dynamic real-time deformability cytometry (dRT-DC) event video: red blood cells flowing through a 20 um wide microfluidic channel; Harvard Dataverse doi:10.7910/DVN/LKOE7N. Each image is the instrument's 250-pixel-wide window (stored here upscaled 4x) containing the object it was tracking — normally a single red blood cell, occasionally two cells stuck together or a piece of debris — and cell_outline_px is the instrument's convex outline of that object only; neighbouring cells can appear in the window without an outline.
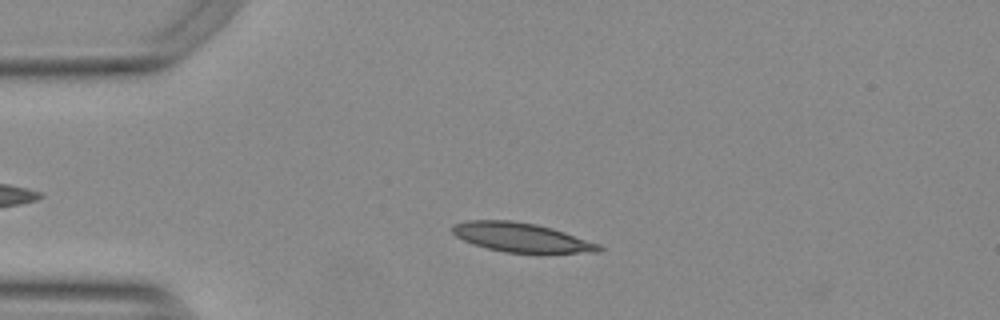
{"species": "Egyptian fruit bat (a non-hibernating species)", "species_latin": "Rousettus aegyptiacus", "temperature_condition": "warm", "stored_images_in_passage": 43, "camera_frame_rate_fps": 3000, "um_per_image_px": 0.085, "animal": {"sex": "female"}, "frame": {"image": 1, "passage_image": 12, "time_ms": 3.667, "image_size_px": [1000, 320], "cell_outline_px": [[604, 248], [600, 252], [504, 252], [472, 244], [456, 236], [452, 232], [452, 224], [468, 220], [512, 220], [536, 224], [552, 228], [600, 244]], "centroid_in_image_um": [44.28, 20.16], "position_along_channel_um": 40.7, "area_um2": 24.68}}
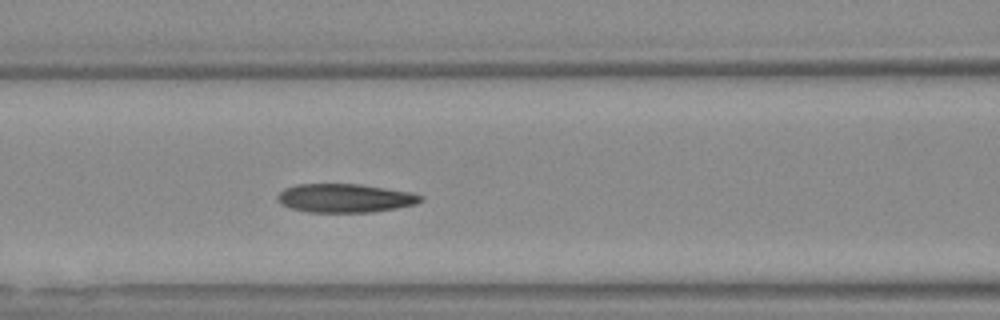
{"frame": {"image": 2, "passage_image": 22, "time_ms": 7.0, "image_size_px": [1000, 320], "cell_outline_px": [[424, 200], [416, 204], [396, 208], [368, 212], [308, 212], [292, 208], [280, 204], [276, 200], [276, 196], [284, 188], [296, 184], [360, 184], [408, 192], [424, 196]], "centroid_in_image_um": [29.29, 16.84], "position_along_channel_um": 137.3, "area_um2": 23.87}}
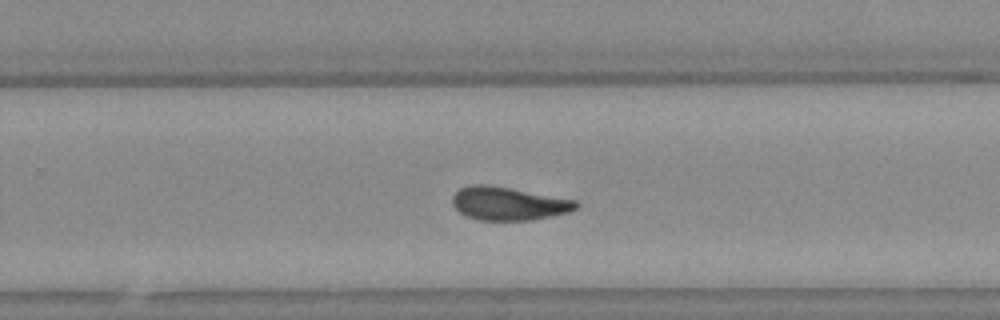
{"frame": {"image": 3, "passage_image": 34, "time_ms": 11.0, "image_size_px": [1000, 320], "cell_outline_px": [[580, 204], [576, 208], [568, 212], [532, 220], [480, 220], [464, 216], [452, 204], [452, 196], [460, 188], [472, 184], [484, 184], [508, 188], [576, 200]], "centroid_in_image_um": [43.19, 17.31], "position_along_channel_um": 286.6, "area_um2": 23.76}, "authors_computed_cell_mechanics": {"area_um2": 24.1604, "velocity_mm_per_s": 3.7547, "shape_relaxation_time_tau1_ms": 6.7004, "shape_relaxation_time_tau2_ms": 2.5996, "deformation_change_tau1": 0.1997, "deformation_change_tau2": 0.104}}